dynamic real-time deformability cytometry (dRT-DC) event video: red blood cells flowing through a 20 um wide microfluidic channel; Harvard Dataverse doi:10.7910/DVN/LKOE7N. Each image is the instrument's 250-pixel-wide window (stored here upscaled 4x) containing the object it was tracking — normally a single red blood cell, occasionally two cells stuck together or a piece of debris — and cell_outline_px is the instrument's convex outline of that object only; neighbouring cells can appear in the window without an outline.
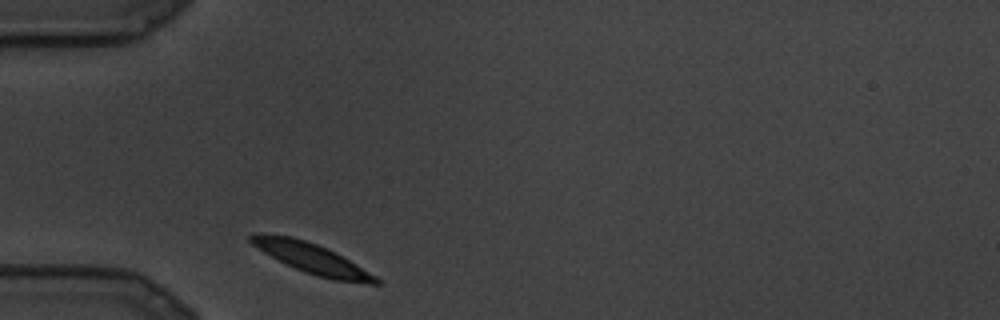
{"species": "common noctule bat (a hibernating species)", "species_latin": "Nyctalus noctula", "temperature_condition": "cold", "stored_images_in_passage": 12, "camera_frame_rate_fps": 3000, "um_per_image_px": 0.085, "animal": {"sex": "male", "body_mass_g": 19.5, "forearm_length_mm": 54.6}, "frame": {"image": 1, "passage_image": 1, "time_ms": 0.0, "image_size_px": [1000, 320], "cell_outline_px": [[380, 284], [368, 284], [332, 280], [316, 276], [304, 272], [264, 252], [252, 244], [248, 240], [248, 236], [252, 232], [264, 232], [292, 236], [316, 244], [348, 260], [376, 276], [380, 280]], "centroid_in_image_um": [26.44, 21.95], "position_along_channel_um": 58.6, "area_um2": 21.73}}
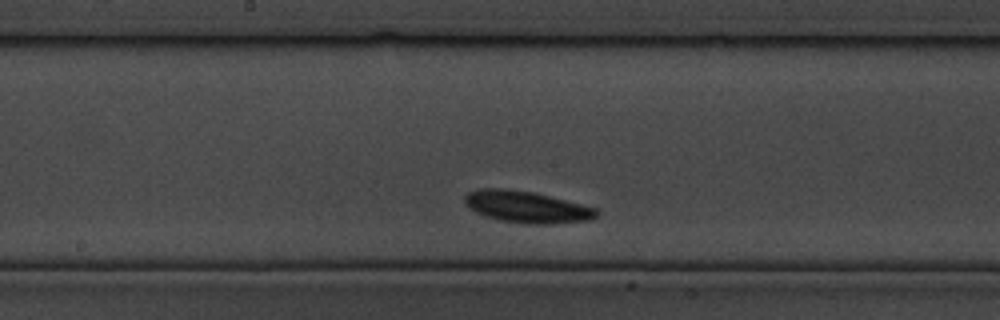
{"frame": {"image": 2, "passage_image": 8, "time_ms": 2.333, "image_size_px": [1000, 320], "cell_outline_px": [[600, 212], [592, 220], [552, 224], [528, 224], [500, 220], [484, 216], [476, 212], [464, 204], [464, 196], [468, 192], [480, 188], [504, 188], [532, 192], [596, 208]], "centroid_in_image_um": [44.75, 17.59], "position_along_channel_um": 203.5, "area_um2": 24.33}}
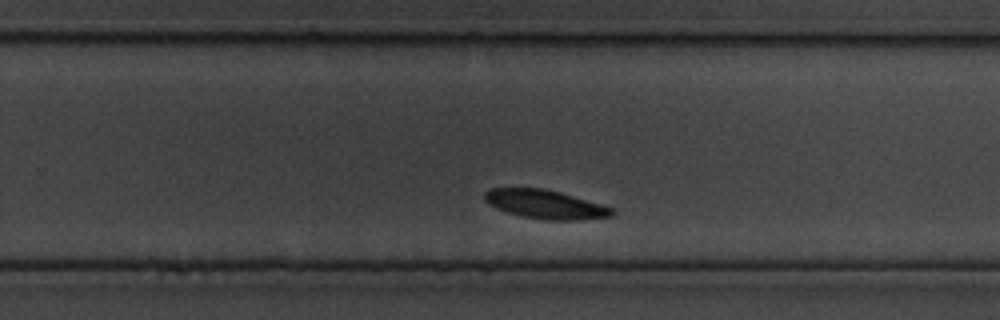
{"frame": {"image": 3, "passage_image": 11, "time_ms": 3.333, "image_size_px": [1000, 320], "cell_outline_px": [[616, 212], [612, 216], [580, 220], [548, 220], [520, 216], [496, 208], [488, 204], [484, 200], [484, 192], [488, 188], [544, 188], [560, 192], [600, 204], [612, 208]], "centroid_in_image_um": [46.32, 17.37], "position_along_channel_um": 283.5, "area_um2": 21.39}}